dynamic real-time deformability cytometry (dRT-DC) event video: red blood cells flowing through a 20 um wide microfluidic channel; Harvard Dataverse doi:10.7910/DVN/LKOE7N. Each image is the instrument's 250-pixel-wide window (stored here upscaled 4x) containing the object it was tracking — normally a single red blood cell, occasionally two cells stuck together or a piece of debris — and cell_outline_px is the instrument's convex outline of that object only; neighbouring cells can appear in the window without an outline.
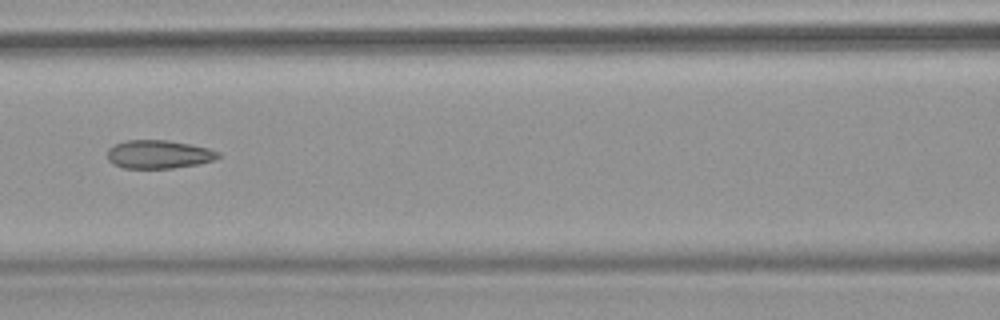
{"species": "common noctule bat (a hibernating species)", "species_latin": "Nyctalus noctula", "temperature_condition": "warm", "stored_images_in_passage": 9, "camera_frame_rate_fps": 3000, "um_per_image_px": 0.085, "animal": {"sex": "female", "body_mass_g": 18.4}, "frame": {"image": 1, "passage_image": 7, "time_ms": 7.333, "image_size_px": [1000, 320], "cell_outline_px": [[220, 156], [212, 160], [196, 164], [172, 168], [124, 168], [112, 164], [108, 160], [108, 148], [112, 144], [124, 140], [168, 140], [208, 148], [220, 152]], "centroid_in_image_um": [13.43, 13.11], "position_along_channel_um": 153.2, "area_um2": 18.32}}
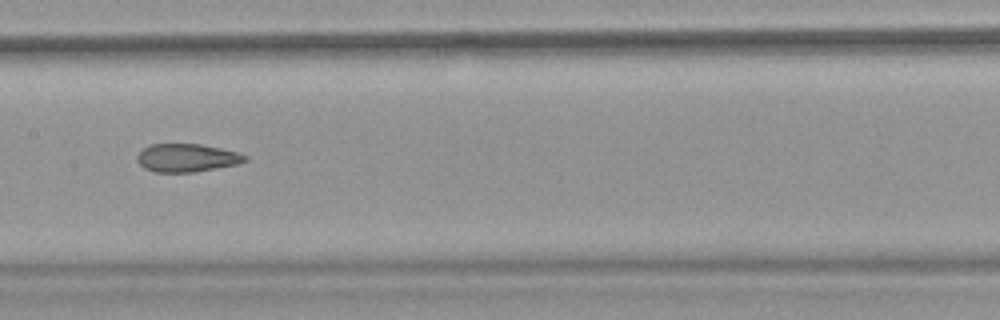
{"frame": {"image": 2, "passage_image": 8, "time_ms": 8.333, "image_size_px": [1000, 320], "cell_outline_px": [[248, 160], [236, 164], [196, 172], [156, 172], [144, 168], [136, 160], [136, 156], [144, 148], [152, 144], [200, 144], [220, 148], [236, 152], [248, 156]], "centroid_in_image_um": [15.87, 13.42], "position_along_channel_um": 191.5, "area_um2": 17.57}}